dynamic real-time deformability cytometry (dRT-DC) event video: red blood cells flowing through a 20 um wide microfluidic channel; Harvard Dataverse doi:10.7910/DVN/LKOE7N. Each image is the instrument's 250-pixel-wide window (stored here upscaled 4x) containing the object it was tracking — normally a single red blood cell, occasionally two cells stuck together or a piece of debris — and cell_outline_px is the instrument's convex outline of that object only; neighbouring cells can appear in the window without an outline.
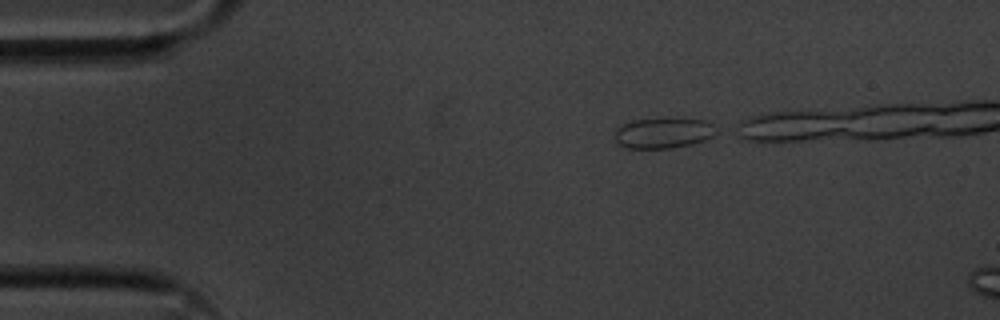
{"species": "common noctule bat (a hibernating species)", "species_latin": "Nyctalus noctula", "temperature_condition": "cold", "stored_images_in_passage": 15, "camera_frame_rate_fps": 3000, "um_per_image_px": 0.085, "animal": {"sex": "male", "body_mass_g": 20.1, "forearm_length_mm": 53.5}, "frame": {"image": 1, "passage_image": 1, "time_ms": 0.0, "image_size_px": [1000, 320], "cell_outline_px": [[716, 132], [712, 136], [704, 140], [692, 144], [668, 148], [628, 148], [616, 144], [616, 124], [632, 120], [708, 120], [716, 128]], "centroid_in_image_um": [56.32, 11.32], "position_along_channel_um": 28.7, "area_um2": 17.74}}
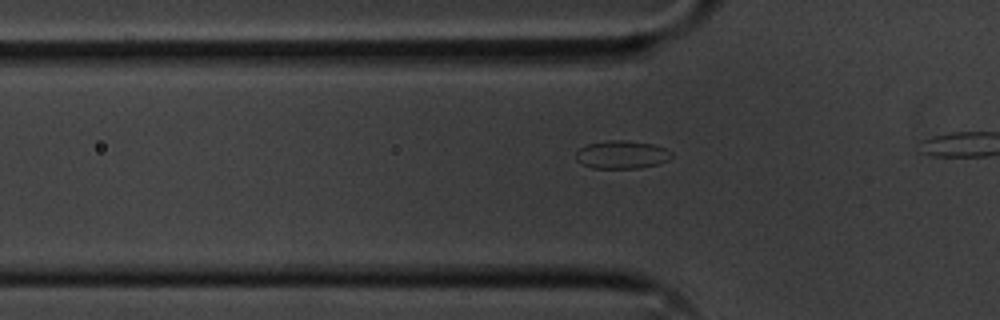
{"frame": {"image": 2, "passage_image": 9, "time_ms": 2.667, "image_size_px": [1000, 320], "cell_outline_px": [[672, 156], [668, 160], [660, 164], [640, 168], [592, 168], [580, 164], [576, 160], [576, 152], [580, 148], [588, 144], [608, 140], [624, 140], [652, 144], [664, 148], [672, 152]], "centroid_in_image_um": [52.84, 13.15], "position_along_channel_um": 73.0, "area_um2": 15.72}}